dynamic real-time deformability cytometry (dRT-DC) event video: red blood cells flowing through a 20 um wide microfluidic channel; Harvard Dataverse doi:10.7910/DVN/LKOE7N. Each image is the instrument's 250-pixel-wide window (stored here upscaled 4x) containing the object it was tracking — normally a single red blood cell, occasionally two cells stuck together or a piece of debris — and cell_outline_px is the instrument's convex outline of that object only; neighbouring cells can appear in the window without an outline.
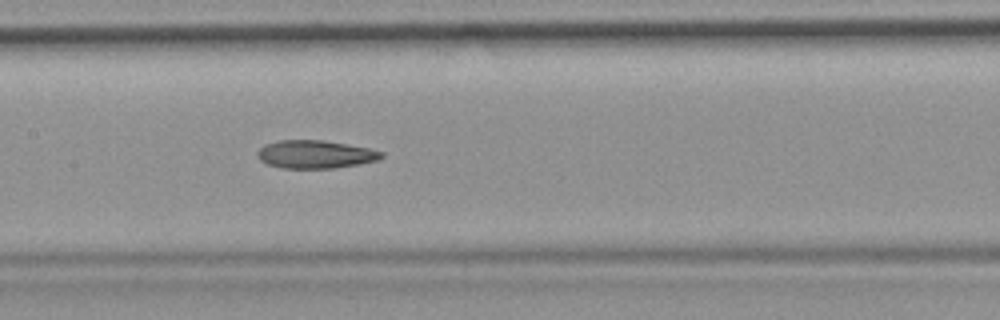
{"species": "common noctule bat (a hibernating species)", "species_latin": "Nyctalus noctula", "temperature_condition": "room temperature", "stored_images_in_passage": 37, "camera_frame_rate_fps": 3000, "um_per_image_px": 0.085, "animal": {"sex": "female", "body_mass_g": 19.9}, "frame": {"image": 1, "passage_image": 16, "time_ms": 5.0, "image_size_px": [1000, 320], "cell_outline_px": [[384, 156], [380, 160], [336, 168], [280, 168], [268, 164], [260, 160], [256, 156], [256, 152], [264, 144], [276, 140], [320, 140], [368, 148], [384, 152]], "centroid_in_image_um": [26.77, 13.12], "position_along_channel_um": 180.6, "area_um2": 20.35}, "authors_computed_cell_mechanics": {"area_um2": 20.6346, "velocity_mm_per_s": 3.9167, "shape_relaxation_time_tau1_ms": 10.8533, "shape_relaxation_time_tau2_ms": 4.1804, "deformation_change_tau1": 0.2461, "deformation_change_tau2": 0.137}}